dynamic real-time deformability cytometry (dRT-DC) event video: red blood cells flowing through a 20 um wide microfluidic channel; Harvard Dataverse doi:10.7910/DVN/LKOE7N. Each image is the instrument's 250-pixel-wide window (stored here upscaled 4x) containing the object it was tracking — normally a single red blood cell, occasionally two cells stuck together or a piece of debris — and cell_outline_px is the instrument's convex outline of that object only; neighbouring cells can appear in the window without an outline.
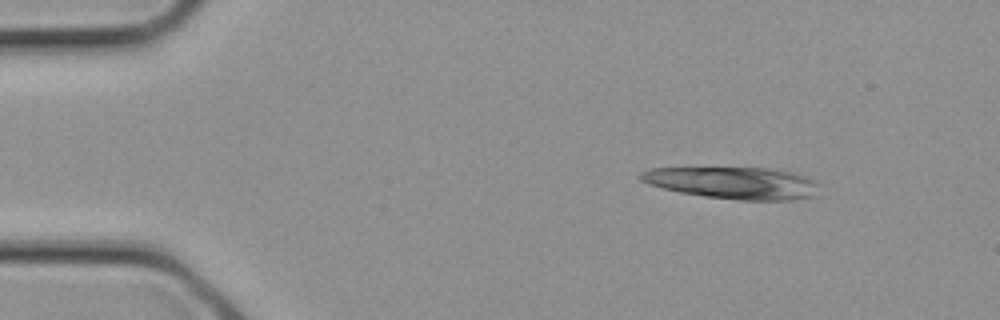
{"species": "common noctule bat (a hibernating species)", "species_latin": "Nyctalus noctula", "temperature_condition": "cold", "stored_images_in_passage": 2, "camera_frame_rate_fps": 3000, "um_per_image_px": 0.085, "animal": {"sex": "female", "body_mass_g": 21.9}, "frame": {"image": 1, "passage_image": 1, "time_ms": 0.0, "image_size_px": [1000, 320], "cell_outline_px": [[820, 196], [792, 200], [740, 200], [704, 196], [680, 192], [660, 188], [648, 184], [640, 180], [636, 176], [640, 172], [652, 168], [768, 168], [792, 172], [816, 180], [820, 184]], "centroid_in_image_um": [62.38, 15.55], "position_along_channel_um": 22.6, "area_um2": 33.76}}